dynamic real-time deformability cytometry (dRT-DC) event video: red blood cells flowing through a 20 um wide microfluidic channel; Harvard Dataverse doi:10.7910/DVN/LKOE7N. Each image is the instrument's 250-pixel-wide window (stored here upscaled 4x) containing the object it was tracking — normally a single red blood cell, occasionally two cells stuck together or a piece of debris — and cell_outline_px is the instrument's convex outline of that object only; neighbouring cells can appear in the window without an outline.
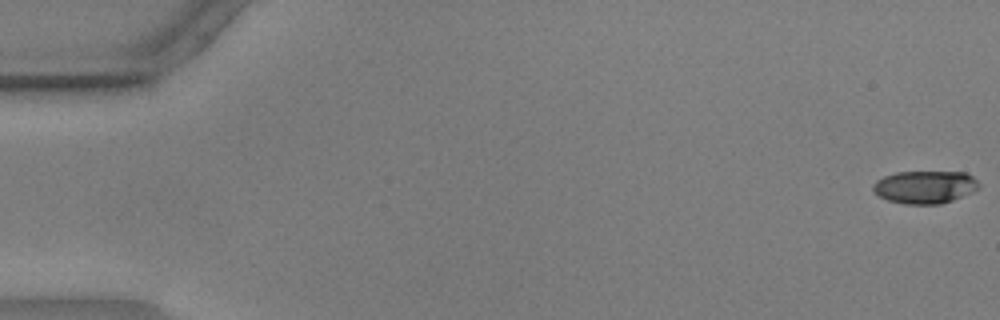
{"species": "common noctule bat (a hibernating species)", "species_latin": "Nyctalus noctula", "temperature_condition": "warm", "stored_images_in_passage": 57, "camera_frame_rate_fps": 3000, "um_per_image_px": 0.085, "animal": {"sex": "male", "body_mass_g": 17.9, "forearm_length_mm": 54.2}, "frame": {"image": 1, "passage_image": 1, "time_ms": 0.0, "image_size_px": [1000, 320], "cell_outline_px": [[980, 188], [972, 192], [952, 200], [940, 204], [904, 204], [888, 200], [880, 196], [872, 188], [872, 184], [876, 180], [884, 176], [896, 172], [964, 172], [972, 176], [980, 184]], "centroid_in_image_um": [78.62, 15.89], "position_along_channel_um": 6.4, "area_um2": 20.17}}
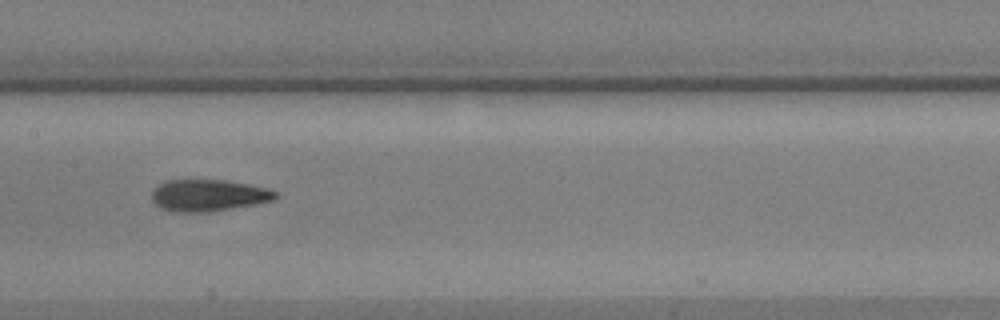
{"frame": {"image": 2, "passage_image": 29, "time_ms": 9.333, "image_size_px": [1000, 320], "cell_outline_px": [[276, 196], [272, 200], [256, 204], [200, 212], [176, 212], [160, 208], [152, 200], [152, 192], [160, 184], [168, 180], [228, 180], [252, 184], [268, 188], [276, 192]], "centroid_in_image_um": [17.72, 16.59], "position_along_channel_um": 189.7, "area_um2": 22.6}}
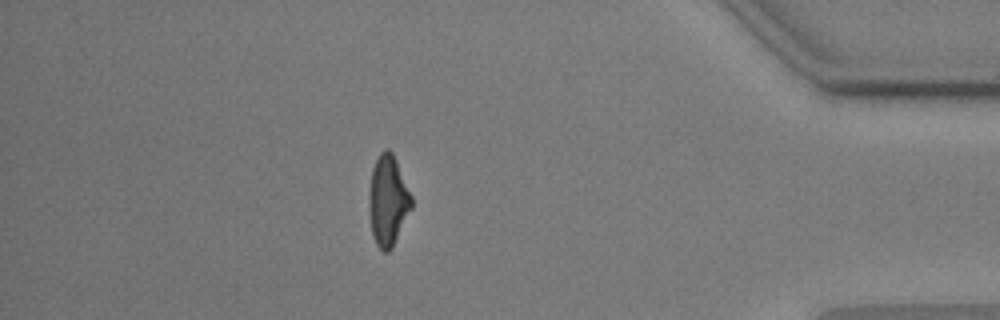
{"frame": {"image": 3, "passage_image": 50, "time_ms": 16.333, "image_size_px": [1000, 320], "cell_outline_px": [[412, 208], [392, 248], [388, 252], [384, 252], [376, 244], [372, 236], [368, 208], [368, 196], [372, 168], [380, 152], [384, 148], [388, 148], [392, 152], [396, 160], [412, 196]], "centroid_in_image_um": [32.96, 17.05], "position_along_channel_um": 402.2, "area_um2": 22.6}, "authors_computed_cell_mechanics": {"area_um2": 22.1952, "velocity_mm_per_s": 3.5944, "shape_relaxation_time_tau1_ms": 7.4288, "shape_relaxation_time_tau2_ms": 2.8419, "deformation_change_tau1": 0.2132, "deformation_change_tau2": 0.1007}}